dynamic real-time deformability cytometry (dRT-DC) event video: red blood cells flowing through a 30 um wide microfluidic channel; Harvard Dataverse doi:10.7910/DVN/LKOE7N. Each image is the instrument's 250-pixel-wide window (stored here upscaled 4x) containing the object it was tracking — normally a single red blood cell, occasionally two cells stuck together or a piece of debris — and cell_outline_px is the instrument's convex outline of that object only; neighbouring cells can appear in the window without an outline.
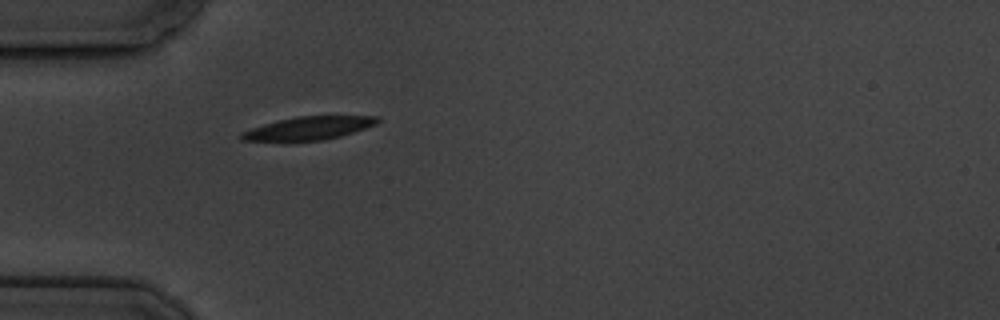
{"species": "common noctule bat (a hibernating species)", "species_latin": "Nyctalus noctula", "temperature_condition": "cold", "stored_images_in_passage": 5, "camera_frame_rate_fps": 3000, "um_per_image_px": 0.085, "animal": {"sex": "male", "body_mass_g": 19.5, "forearm_length_mm": 54.6}, "frame": {"image": 1, "passage_image": 5, "time_ms": 5.667, "image_size_px": [1000, 320], "cell_outline_px": [[380, 120], [376, 124], [340, 136], [324, 140], [288, 144], [284, 144], [240, 140], [236, 136], [240, 132], [264, 124], [296, 116], [380, 116]], "centroid_in_image_um": [26.08, 10.96], "position_along_channel_um": 58.9, "area_um2": 19.31}}